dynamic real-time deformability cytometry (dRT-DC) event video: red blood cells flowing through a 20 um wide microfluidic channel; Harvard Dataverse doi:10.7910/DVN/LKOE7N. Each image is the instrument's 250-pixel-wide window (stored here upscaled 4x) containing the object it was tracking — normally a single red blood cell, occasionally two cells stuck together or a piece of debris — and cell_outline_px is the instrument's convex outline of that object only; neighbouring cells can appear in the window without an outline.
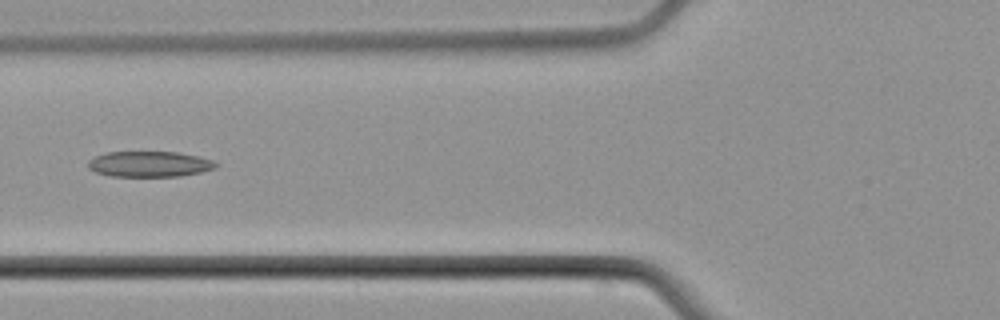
{"species": "common noctule bat (a hibernating species)", "species_latin": "Nyctalus noctula", "temperature_condition": "cold", "stored_images_in_passage": 5, "camera_frame_rate_fps": 3000, "um_per_image_px": 0.085, "animal": {"sex": "male", "body_mass_g": 21.5, "forearm_length_mm": 52.0}, "frame": {"image": 1, "passage_image": 5, "time_ms": 5.333, "image_size_px": [1000, 320], "cell_outline_px": [[216, 168], [200, 172], [180, 176], [108, 176], [96, 172], [88, 168], [88, 160], [96, 156], [108, 152], [176, 152], [200, 156], [212, 160], [216, 164]], "centroid_in_image_um": [12.69, 13.94], "position_along_channel_um": 113.1, "area_um2": 19.02}}